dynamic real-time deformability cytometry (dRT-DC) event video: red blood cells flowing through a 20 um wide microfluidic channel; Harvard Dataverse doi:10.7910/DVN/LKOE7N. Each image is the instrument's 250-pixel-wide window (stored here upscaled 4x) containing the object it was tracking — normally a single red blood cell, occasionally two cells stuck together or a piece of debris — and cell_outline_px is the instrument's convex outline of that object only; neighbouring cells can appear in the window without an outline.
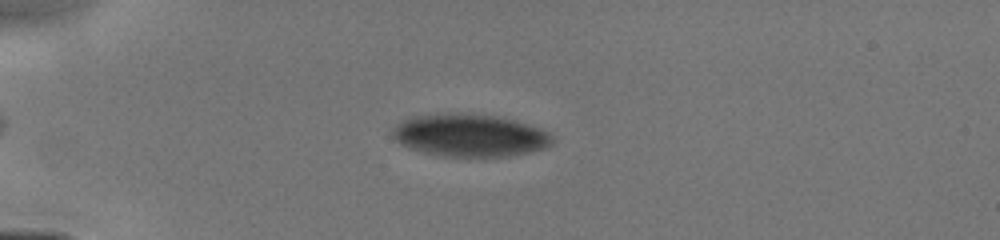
{"species": "human", "species_latin": "Homo sapiens", "temperature_condition": "cold", "stored_images_in_passage": 35, "camera_frame_rate_fps": 3000, "um_per_image_px": 0.085, "donor": {"sex": "male"}, "frame": {"image": 1, "passage_image": 4, "time_ms": 1.667, "image_size_px": [1000, 240], "cell_outline_px": [[552, 144], [544, 148], [532, 152], [512, 156], [444, 156], [424, 152], [408, 148], [396, 140], [392, 132], [404, 120], [416, 116], [444, 112], [472, 112], [496, 116], [516, 120], [540, 128], [552, 136]], "centroid_in_image_um": [39.98, 11.49], "position_along_channel_um": 45.0, "area_um2": 39.71}}
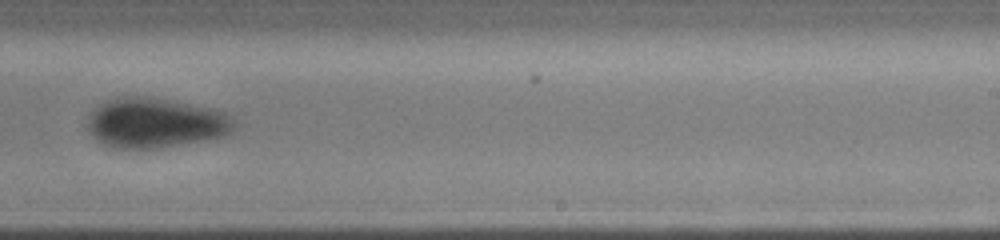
{"frame": {"image": 2, "passage_image": 22, "time_ms": 7.667, "image_size_px": [1000, 240], "cell_outline_px": [[236, 128], [224, 136], [204, 140], [160, 148], [120, 148], [104, 144], [96, 140], [88, 132], [84, 124], [88, 112], [104, 100], [120, 96], [140, 96], [168, 100], [208, 108], [224, 112], [236, 124]], "centroid_in_image_um": [13.1, 10.44], "position_along_channel_um": 275.9, "area_um2": 42.89}}
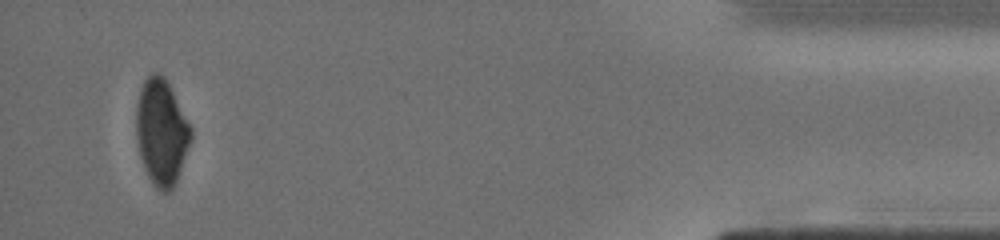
{"frame": {"image": 3, "passage_image": 35, "time_ms": 12.333, "image_size_px": [1000, 240], "cell_outline_px": [[192, 136], [176, 184], [168, 192], [164, 192], [156, 188], [148, 176], [144, 168], [140, 156], [136, 136], [136, 108], [140, 88], [144, 80], [152, 72], [160, 72], [164, 76], [192, 128]], "centroid_in_image_um": [13.72, 11.22], "position_along_channel_um": 421.5, "area_um2": 33.7}}